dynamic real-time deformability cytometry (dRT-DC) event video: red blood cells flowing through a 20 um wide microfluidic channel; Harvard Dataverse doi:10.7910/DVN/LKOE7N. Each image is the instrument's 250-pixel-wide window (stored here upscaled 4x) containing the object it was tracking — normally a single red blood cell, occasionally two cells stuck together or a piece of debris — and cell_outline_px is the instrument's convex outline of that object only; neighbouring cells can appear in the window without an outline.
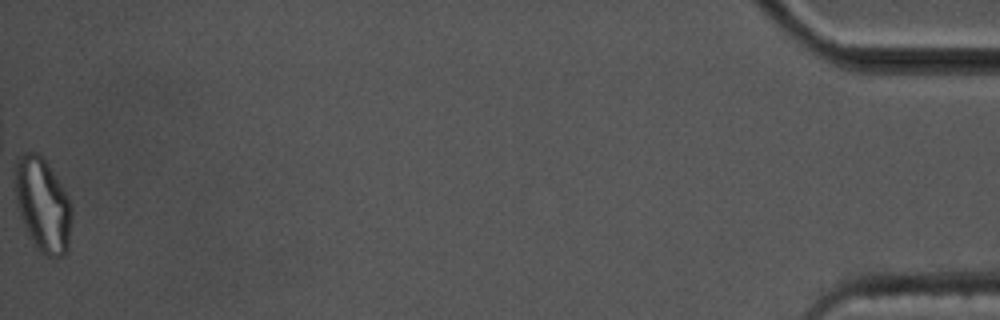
{"species": "common noctule bat (a hibernating species)", "species_latin": "Nyctalus noctula", "temperature_condition": "cold", "stored_images_in_passage": 57, "camera_frame_rate_fps": 3000, "um_per_image_px": 0.085, "animal": {"sex": "male", "body_mass_g": 17.5, "forearm_length_mm": 52.3}, "frame": {"image": 1, "passage_image": 57, "time_ms": 18.667, "image_size_px": [1000, 320], "cell_outline_px": [[72, 220], [68, 248], [64, 256], [48, 256], [36, 248], [28, 236], [20, 216], [16, 204], [12, 168], [16, 156], [24, 152], [36, 152], [48, 164], [56, 176], [68, 196], [72, 204]], "centroid_in_image_um": [3.59, 17.37], "position_along_channel_um": 431.6, "area_um2": 31.79}, "authors_computed_cell_mechanics": {"area_um2": 19.0162, "velocity_mm_per_s": 3.5244, "shape_relaxation_time_tau1_ms": 9.6904, "shape_relaxation_time_tau2_ms": 3.7988, "deformation_change_tau1": 0.2071, "deformation_change_tau2": 0.1135}}